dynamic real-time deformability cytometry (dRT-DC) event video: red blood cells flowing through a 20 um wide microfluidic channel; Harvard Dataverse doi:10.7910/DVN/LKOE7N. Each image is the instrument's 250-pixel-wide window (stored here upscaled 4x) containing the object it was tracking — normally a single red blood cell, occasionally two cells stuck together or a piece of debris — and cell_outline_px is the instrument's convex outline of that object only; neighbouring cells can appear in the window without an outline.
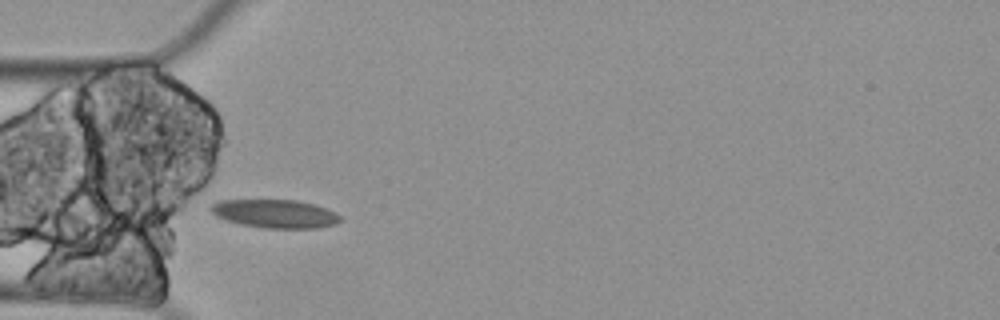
{"species": "Egyptian fruit bat (a non-hibernating species)", "species_latin": "Rousettus aegyptiacus", "temperature_condition": "cold", "stored_images_in_passage": 8, "camera_frame_rate_fps": 3000, "um_per_image_px": 0.085, "animal": {"sex": "female"}, "frame": {"image": 1, "passage_image": 5, "time_ms": 1.333, "image_size_px": [1000, 320], "cell_outline_px": [[340, 220], [336, 224], [316, 228], [264, 228], [240, 224], [224, 220], [208, 212], [208, 208], [212, 204], [220, 200], [296, 200], [312, 204], [336, 212], [340, 216]], "centroid_in_image_um": [23.31, 18.17], "position_along_channel_um": 61.7, "area_um2": 21.5}}
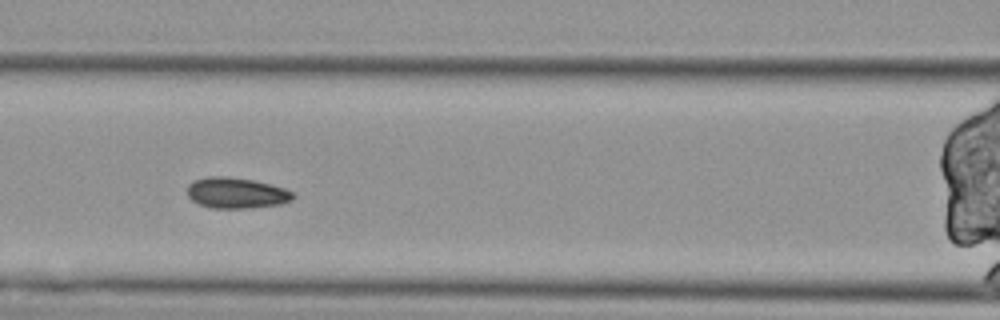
{"frame": {"image": 2, "passage_image": 7, "time_ms": 2.0, "image_size_px": [1000, 320], "cell_outline_px": [[296, 196], [292, 200], [280, 204], [252, 208], [212, 208], [200, 204], [192, 200], [188, 196], [188, 184], [192, 180], [208, 176], [224, 176], [252, 180], [284, 188], [292, 192]], "centroid_in_image_um": [20.07, 16.4], "position_along_channel_um": 146.5, "area_um2": 18.96}}
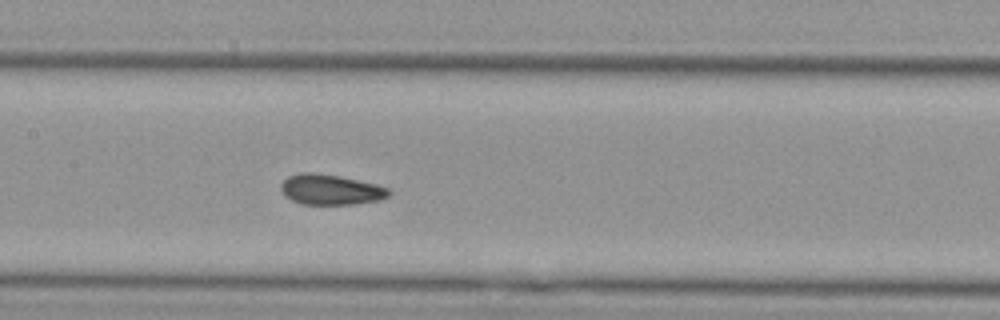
{"frame": {"image": 3, "passage_image": 8, "time_ms": 2.333, "image_size_px": [1000, 320], "cell_outline_px": [[392, 192], [388, 196], [380, 200], [356, 204], [300, 204], [292, 200], [280, 188], [280, 184], [288, 176], [300, 172], [312, 172], [340, 176], [376, 184], [388, 188]], "centroid_in_image_um": [28.12, 16.11], "position_along_channel_um": 179.3, "area_um2": 19.07}}